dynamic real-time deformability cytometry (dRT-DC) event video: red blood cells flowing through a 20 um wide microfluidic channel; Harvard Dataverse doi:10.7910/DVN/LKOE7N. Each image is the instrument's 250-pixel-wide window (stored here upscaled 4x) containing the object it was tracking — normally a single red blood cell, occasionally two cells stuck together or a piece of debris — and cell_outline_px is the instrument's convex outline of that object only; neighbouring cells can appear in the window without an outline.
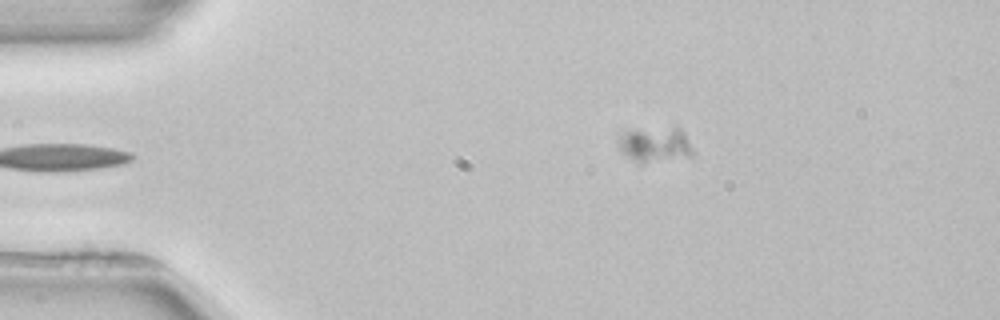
{"species": "common noctule bat (a hibernating species)", "species_latin": "Nyctalus noctula", "temperature_condition": "room temperature", "stored_images_in_passage": 5, "segment_of_instrument_passage": [2, 2], "camera_frame_rate_fps": 3000, "um_per_image_px": 0.085, "animal": {"sex": "female", "body_mass_g": 22.7, "forearm_length_mm": 54.2}, "frame": {"image": 1, "passage_image": 5, "time_ms": 5.333, "image_size_px": [1000, 320], "cell_outline_px": [[696, 152], [692, 156], [640, 164], [620, 152], [616, 144], [616, 140], [624, 128], [676, 124], [684, 132]], "centroid_in_image_um": [55.64, 12.2], "position_along_channel_um": 29.4, "area_um2": 16.88}}